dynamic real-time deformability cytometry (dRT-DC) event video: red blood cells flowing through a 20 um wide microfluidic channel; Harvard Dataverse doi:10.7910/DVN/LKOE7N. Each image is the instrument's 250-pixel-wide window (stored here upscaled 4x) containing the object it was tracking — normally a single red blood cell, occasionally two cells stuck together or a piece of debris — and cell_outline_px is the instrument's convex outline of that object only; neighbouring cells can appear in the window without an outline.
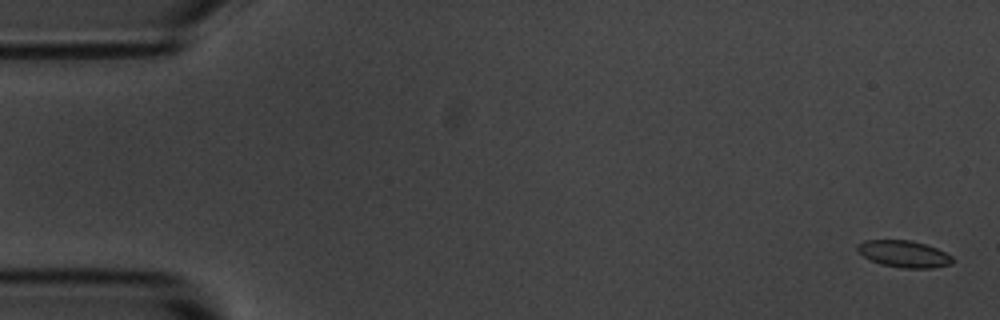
{"species": "common noctule bat (a hibernating species)", "species_latin": "Nyctalus noctula", "temperature_condition": "room temperature", "stored_images_in_passage": 16, "camera_frame_rate_fps": 3000, "um_per_image_px": 0.085, "animal": {"sex": "male", "body_mass_g": 20.1, "forearm_length_mm": 53.5}, "frame": {"image": 1, "passage_image": 1, "time_ms": 0.0, "image_size_px": [1000, 320], "cell_outline_px": [[956, 260], [952, 264], [932, 268], [904, 268], [880, 264], [864, 256], [856, 248], [856, 244], [864, 240], [912, 240], [936, 248], [952, 256]], "centroid_in_image_um": [76.86, 21.58], "position_along_channel_um": 8.1, "area_um2": 14.85}}
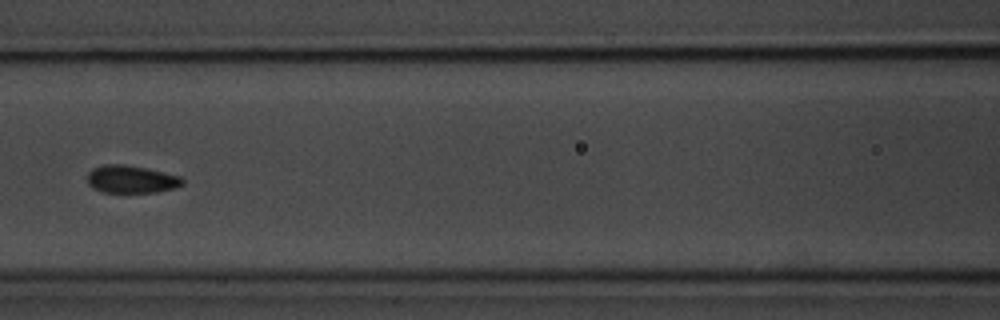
{"frame": {"image": 2, "passage_image": 7, "time_ms": 7.667, "image_size_px": [1000, 320], "cell_outline_px": [[184, 184], [176, 188], [156, 192], [104, 192], [92, 188], [88, 184], [88, 172], [92, 168], [104, 164], [124, 164], [144, 168], [180, 176], [184, 180]], "centroid_in_image_um": [11.15, 15.24], "position_along_channel_um": 155.5, "area_um2": 15.32}}
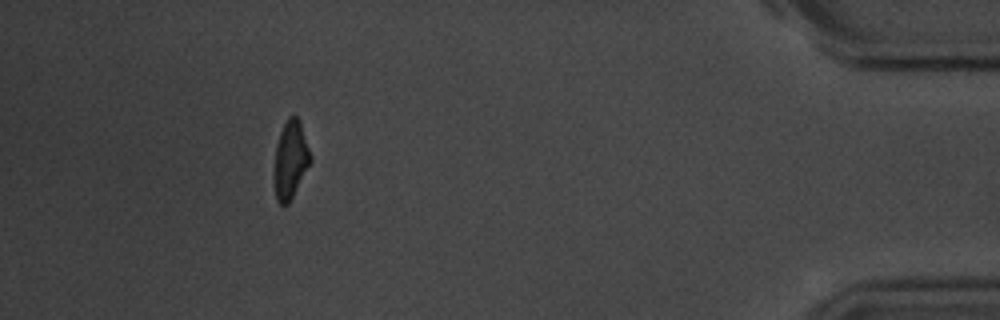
{"frame": {"image": 3, "passage_image": 16, "time_ms": 18.667, "image_size_px": [1000, 320], "cell_outline_px": [[312, 160], [288, 204], [280, 204], [276, 200], [272, 180], [272, 172], [276, 144], [280, 132], [288, 116], [296, 116], [300, 120], [312, 156]], "centroid_in_image_um": [24.66, 13.59], "position_along_channel_um": 410.5, "area_um2": 16.88}, "authors_computed_cell_mechanics": {"area_um2": 15.2014, "velocity_mm_per_s": 3.6461, "shape_relaxation_time_tau1_ms": 3.0571, "shape_relaxation_time_tau2_ms": null, "deformation_change_tau1": 0.0758, "deformation_change_tau2": null}}